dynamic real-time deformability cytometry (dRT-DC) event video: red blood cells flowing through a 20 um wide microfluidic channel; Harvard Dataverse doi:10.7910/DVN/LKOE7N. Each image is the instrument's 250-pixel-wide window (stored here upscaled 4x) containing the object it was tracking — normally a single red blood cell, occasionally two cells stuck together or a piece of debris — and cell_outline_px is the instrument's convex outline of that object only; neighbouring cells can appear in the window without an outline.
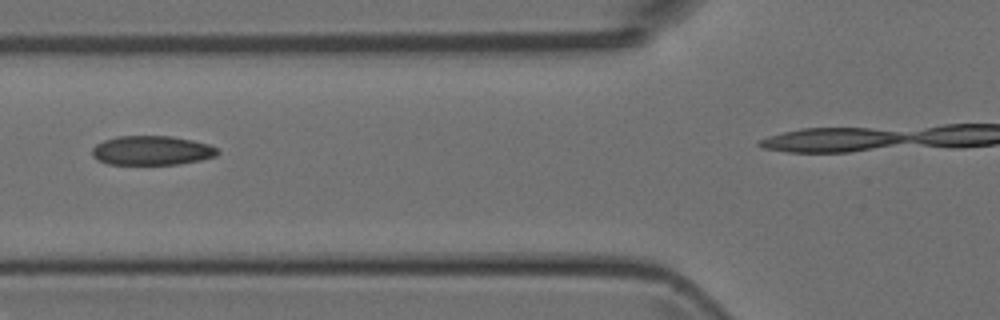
{"species": "Egyptian fruit bat (a non-hibernating species)", "species_latin": "Rousettus aegyptiacus", "temperature_condition": "room temperature", "stored_images_in_passage": 4, "segment_of_instrument_passage": [1, 2], "camera_frame_rate_fps": 3000, "um_per_image_px": 0.085, "animal": {"sex": "female"}, "frame": {"image": 1, "passage_image": 3, "time_ms": 3.0, "image_size_px": [1000, 320], "cell_outline_px": [[220, 152], [216, 156], [200, 160], [180, 164], [108, 164], [92, 156], [92, 148], [96, 144], [104, 140], [116, 136], [172, 136], [192, 140], [208, 144], [216, 148]], "centroid_in_image_um": [12.9, 12.78], "position_along_channel_um": 112.9, "area_um2": 21.39}}